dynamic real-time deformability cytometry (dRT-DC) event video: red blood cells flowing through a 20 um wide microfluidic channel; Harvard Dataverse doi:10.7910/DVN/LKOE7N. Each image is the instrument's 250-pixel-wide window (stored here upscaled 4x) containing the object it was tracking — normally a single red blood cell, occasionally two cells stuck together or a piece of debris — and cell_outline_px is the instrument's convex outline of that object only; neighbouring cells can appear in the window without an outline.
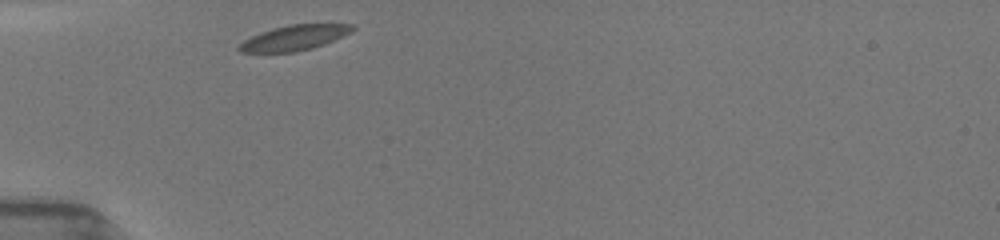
{"species": "common noctule bat (a hibernating species)", "species_latin": "Nyctalus noctula", "temperature_condition": "room temperature", "stored_images_in_passage": 8, "camera_frame_rate_fps": 3000, "um_per_image_px": 0.085, "animal": {"sex": "female", "body_mass_g": 19.5, "forearm_length_mm": 54.1}, "frame": {"image": 1, "passage_image": 1, "time_ms": 0.0, "image_size_px": [1000, 240], "cell_outline_px": [[356, 28], [352, 32], [324, 44], [312, 48], [296, 52], [240, 52], [236, 48], [244, 40], [260, 32], [272, 28], [288, 24], [352, 24]], "centroid_in_image_um": [25.02, 3.2], "position_along_channel_um": 60.0, "area_um2": 16.65}}
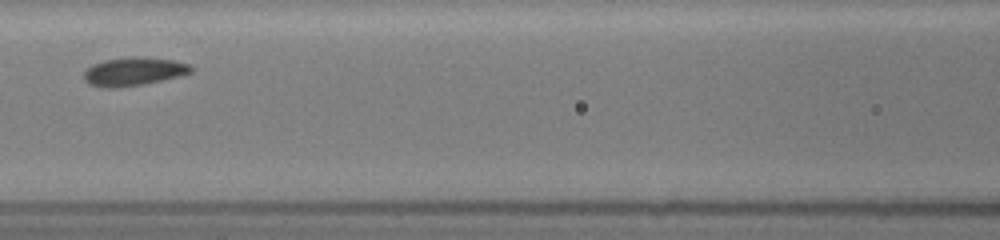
{"frame": {"image": 2, "passage_image": 5, "time_ms": 2.667, "image_size_px": [1000, 240], "cell_outline_px": [[192, 72], [180, 76], [144, 84], [112, 88], [104, 88], [88, 84], [84, 80], [84, 72], [92, 64], [104, 60], [128, 56], [140, 56], [176, 60], [192, 64]], "centroid_in_image_um": [11.38, 6.06], "position_along_channel_um": 155.2, "area_um2": 18.03}}
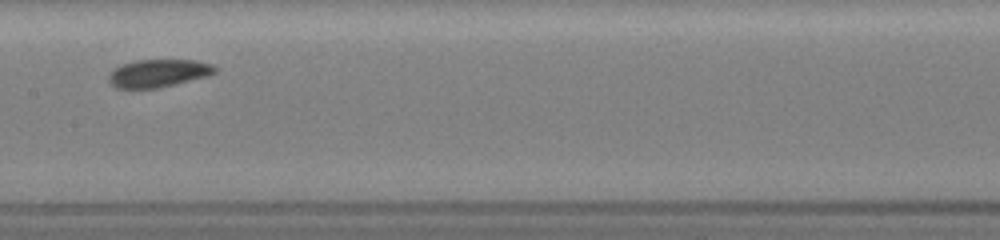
{"frame": {"image": 3, "passage_image": 7, "time_ms": 3.667, "image_size_px": [1000, 240], "cell_outline_px": [[216, 72], [208, 76], [160, 88], [116, 88], [108, 80], [108, 76], [120, 64], [136, 60], [196, 60], [212, 64], [216, 68]], "centroid_in_image_um": [13.48, 6.22], "position_along_channel_um": 193.9, "area_um2": 17.22}}